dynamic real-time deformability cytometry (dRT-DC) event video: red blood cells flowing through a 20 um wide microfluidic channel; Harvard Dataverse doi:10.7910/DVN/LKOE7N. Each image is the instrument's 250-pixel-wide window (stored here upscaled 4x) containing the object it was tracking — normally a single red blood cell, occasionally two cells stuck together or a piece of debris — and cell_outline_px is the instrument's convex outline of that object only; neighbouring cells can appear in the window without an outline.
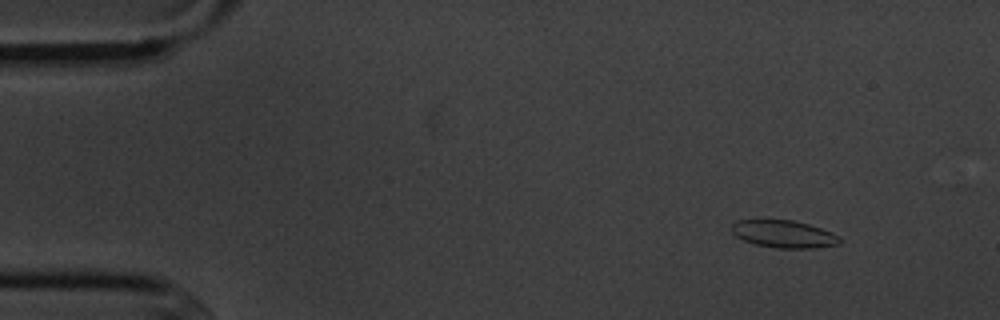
{"species": "common noctule bat (a hibernating species)", "species_latin": "Nyctalus noctula", "temperature_condition": "cold", "stored_images_in_passage": 3, "camera_frame_rate_fps": 3000, "um_per_image_px": 0.085, "animal": {"sex": "male", "body_mass_g": 20.1, "forearm_length_mm": 53.5}, "frame": {"image": 1, "passage_image": 1, "time_ms": 0.0, "image_size_px": [1000, 320], "cell_outline_px": [[840, 244], [812, 248], [776, 248], [756, 244], [744, 240], [736, 236], [732, 232], [732, 224], [736, 220], [792, 220], [808, 224], [832, 232], [840, 236]], "centroid_in_image_um": [66.63, 19.89], "position_along_channel_um": 18.4, "area_um2": 17.17}}